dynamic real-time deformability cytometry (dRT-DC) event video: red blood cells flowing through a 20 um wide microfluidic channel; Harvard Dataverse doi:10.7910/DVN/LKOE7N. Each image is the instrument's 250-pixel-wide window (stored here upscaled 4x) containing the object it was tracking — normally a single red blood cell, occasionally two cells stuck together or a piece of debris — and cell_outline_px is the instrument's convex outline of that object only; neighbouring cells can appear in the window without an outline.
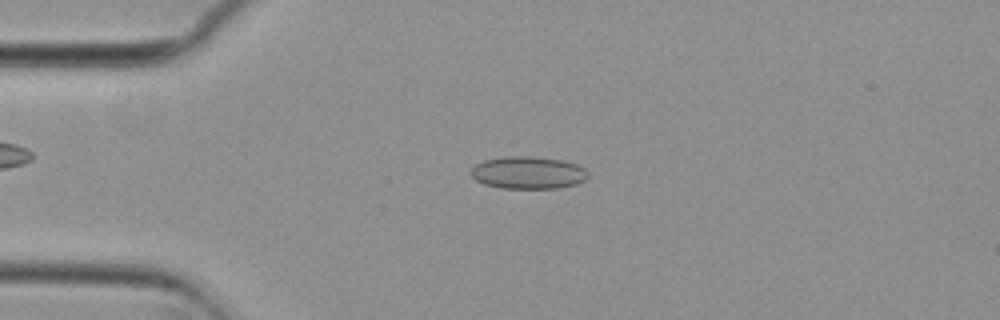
{"species": "common noctule bat (a hibernating species)", "species_latin": "Nyctalus noctula", "temperature_condition": "cold", "stored_images_in_passage": 54, "camera_frame_rate_fps": 3000, "um_per_image_px": 0.085, "animal": {"sex": "female", "body_mass_g": 29.2, "forearm_length_mm": 56.3}, "frame": {"image": 1, "passage_image": 12, "time_ms": 3.667, "image_size_px": [1000, 320], "cell_outline_px": [[588, 176], [584, 180], [576, 184], [560, 188], [500, 188], [484, 184], [476, 180], [468, 172], [476, 164], [484, 160], [508, 156], [532, 156], [560, 160], [576, 164], [584, 168], [588, 172]], "centroid_in_image_um": [44.87, 14.68], "position_along_channel_um": 40.1, "area_um2": 22.14}}
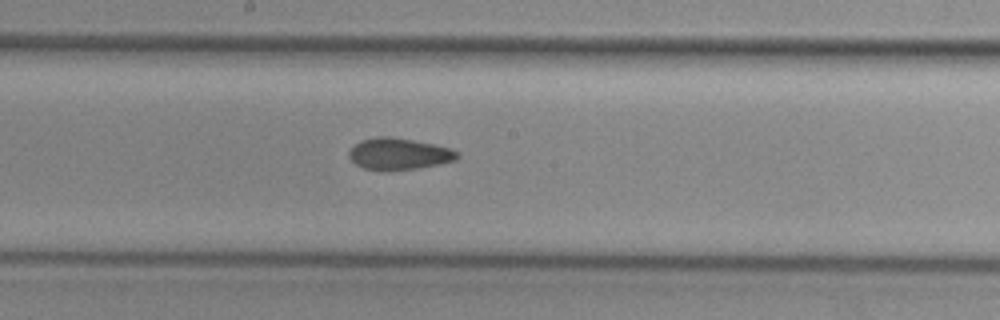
{"frame": {"image": 2, "passage_image": 28, "time_ms": 9.0, "image_size_px": [1000, 320], "cell_outline_px": [[460, 156], [456, 160], [416, 168], [380, 172], [364, 168], [356, 164], [348, 156], [348, 152], [360, 140], [376, 136], [388, 136], [412, 140], [432, 144], [448, 148], [456, 152]], "centroid_in_image_um": [33.84, 13.09], "position_along_channel_um": 214.4, "area_um2": 19.83}}
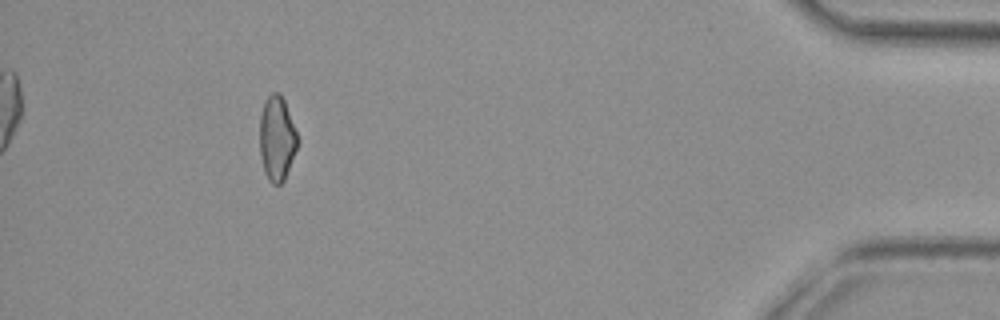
{"frame": {"image": 3, "passage_image": 49, "time_ms": 16.0, "image_size_px": [1000, 320], "cell_outline_px": [[300, 140], [284, 180], [280, 184], [272, 184], [268, 180], [264, 172], [260, 156], [260, 116], [264, 100], [272, 92], [280, 92], [284, 100]], "centroid_in_image_um": [23.53, 11.76], "position_along_channel_um": 411.7, "area_um2": 18.84}, "authors_computed_cell_mechanics": {"area_um2": 20.1722, "velocity_mm_per_s": 3.749, "shape_relaxation_time_tau1_ms": null, "shape_relaxation_time_tau2_ms": 2.877, "deformation_change_tau1": null, "deformation_change_tau2": 0.0956}}